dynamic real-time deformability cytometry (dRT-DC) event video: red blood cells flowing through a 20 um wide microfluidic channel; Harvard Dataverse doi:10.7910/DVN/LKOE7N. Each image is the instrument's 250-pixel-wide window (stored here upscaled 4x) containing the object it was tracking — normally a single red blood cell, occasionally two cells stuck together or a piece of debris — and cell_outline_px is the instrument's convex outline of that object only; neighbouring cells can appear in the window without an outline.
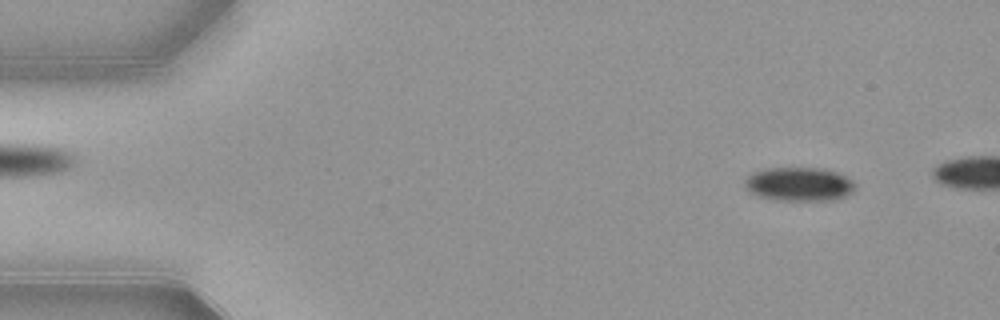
{"species": "common noctule bat (a hibernating species)", "species_latin": "Nyctalus noctula", "temperature_condition": "warm", "stored_images_in_passage": 16, "camera_frame_rate_fps": 3000, "um_per_image_px": 0.085, "animal": {"sex": "female", "body_mass_g": 21.9}, "frame": {"image": 1, "passage_image": 5, "time_ms": 1.333, "image_size_px": [1000, 320], "cell_outline_px": [[856, 188], [848, 196], [836, 200], [776, 200], [760, 196], [748, 192], [744, 184], [744, 180], [752, 172], [768, 168], [820, 168], [836, 172], [852, 180], [856, 184]], "centroid_in_image_um": [67.93, 15.66], "position_along_channel_um": 17.1, "area_um2": 21.91}}